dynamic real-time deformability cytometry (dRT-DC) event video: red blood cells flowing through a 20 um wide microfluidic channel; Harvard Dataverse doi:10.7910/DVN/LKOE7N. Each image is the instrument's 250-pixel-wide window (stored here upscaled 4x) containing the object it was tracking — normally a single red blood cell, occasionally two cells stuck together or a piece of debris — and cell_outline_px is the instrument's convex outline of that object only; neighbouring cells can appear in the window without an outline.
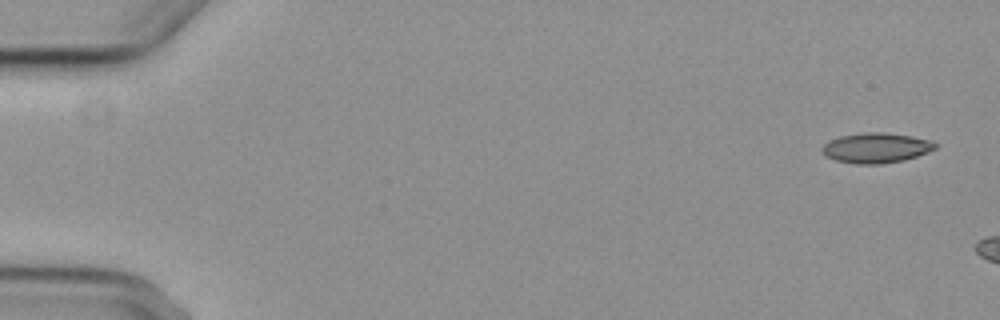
{"species": "common noctule bat (a hibernating species)", "species_latin": "Nyctalus noctula", "temperature_condition": "cold", "stored_images_in_passage": 3, "camera_frame_rate_fps": 3000, "um_per_image_px": 0.085, "animal": {"sex": "female", "body_mass_g": 29.2, "forearm_length_mm": 56.3}, "frame": {"image": 1, "passage_image": 1, "time_ms": 0.0, "image_size_px": [1000, 320], "cell_outline_px": [[936, 148], [928, 152], [904, 160], [880, 164], [856, 164], [836, 160], [824, 156], [820, 148], [828, 140], [840, 136], [864, 132], [884, 132], [912, 136], [932, 140], [936, 144]], "centroid_in_image_um": [74.44, 12.56], "position_along_channel_um": 10.6, "area_um2": 20.0}}